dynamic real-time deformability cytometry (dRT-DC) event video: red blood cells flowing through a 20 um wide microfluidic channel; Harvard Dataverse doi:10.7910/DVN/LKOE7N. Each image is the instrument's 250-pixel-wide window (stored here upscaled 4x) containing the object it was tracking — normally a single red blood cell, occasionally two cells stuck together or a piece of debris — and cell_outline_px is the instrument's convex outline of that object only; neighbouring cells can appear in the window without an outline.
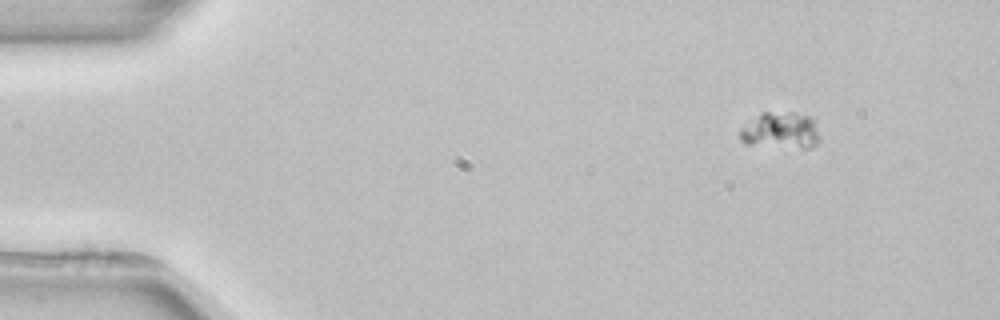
{"species": "common noctule bat (a hibernating species)", "species_latin": "Nyctalus noctula", "temperature_condition": "room temperature", "stored_images_in_passage": 3, "camera_frame_rate_fps": 3000, "um_per_image_px": 0.085, "animal": {"sex": "female", "body_mass_g": 22.7, "forearm_length_mm": 54.2}, "frame": {"image": 1, "passage_image": 1, "time_ms": 0.0, "image_size_px": [1000, 320], "cell_outline_px": [[820, 140], [812, 148], [800, 148], [744, 144], [740, 140], [740, 128], [760, 112], [796, 112], [812, 116], [816, 120], [820, 136]], "centroid_in_image_um": [66.4, 11.08], "position_along_channel_um": 18.6, "area_um2": 17.57}}